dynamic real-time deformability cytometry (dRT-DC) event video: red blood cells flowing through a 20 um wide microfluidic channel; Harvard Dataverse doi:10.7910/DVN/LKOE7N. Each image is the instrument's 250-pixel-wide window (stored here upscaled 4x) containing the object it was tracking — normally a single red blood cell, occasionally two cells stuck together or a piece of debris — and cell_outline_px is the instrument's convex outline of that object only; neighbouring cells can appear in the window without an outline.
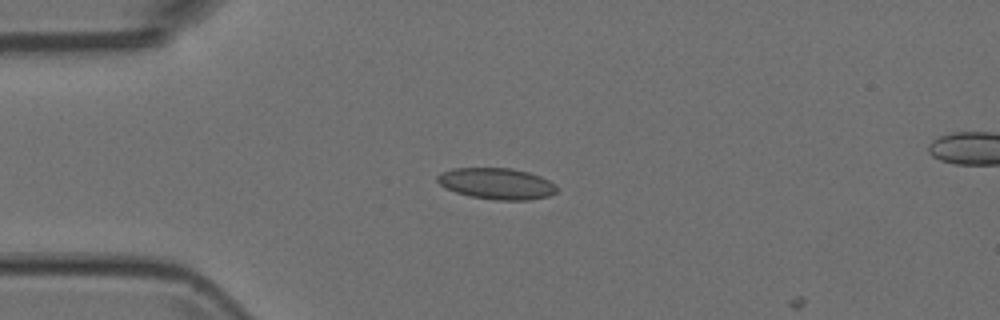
{"species": "Egyptian fruit bat (a non-hibernating species)", "species_latin": "Rousettus aegyptiacus", "temperature_condition": "room temperature", "stored_images_in_passage": 4, "camera_frame_rate_fps": 3000, "um_per_image_px": 0.085, "animal": {"sex": "female"}, "frame": {"image": 1, "passage_image": 3, "time_ms": 0.667, "image_size_px": [1000, 320], "cell_outline_px": [[556, 192], [548, 196], [528, 200], [496, 200], [468, 196], [456, 192], [440, 184], [436, 180], [436, 176], [440, 172], [452, 168], [512, 168], [528, 172], [540, 176], [556, 184]], "centroid_in_image_um": [42.2, 15.6], "position_along_channel_um": 42.8, "area_um2": 21.79}}